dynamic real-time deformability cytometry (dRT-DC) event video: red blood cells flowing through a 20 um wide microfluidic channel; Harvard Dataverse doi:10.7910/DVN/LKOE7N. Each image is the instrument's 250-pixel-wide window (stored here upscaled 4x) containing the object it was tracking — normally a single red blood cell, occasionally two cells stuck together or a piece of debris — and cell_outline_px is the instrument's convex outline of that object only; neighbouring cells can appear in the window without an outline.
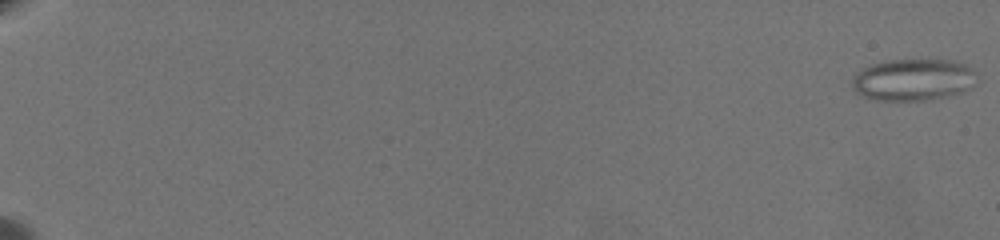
{"species": "common noctule bat (a hibernating species)", "species_latin": "Nyctalus noctula", "temperature_condition": "warm", "stored_images_in_passage": 67, "camera_frame_rate_fps": 3000, "um_per_image_px": 0.085, "animal": {"sex": "female", "body_mass_g": 19.5, "forearm_length_mm": 54.1}, "frame": {"image": 1, "passage_image": 1, "time_ms": 0.0, "image_size_px": [1000, 240], "cell_outline_px": [[976, 72], [964, 88], [960, 92], [948, 96], [932, 100], [876, 100], [864, 96], [852, 84], [852, 76], [856, 72], [872, 64], [888, 60], [956, 60], [972, 68]], "centroid_in_image_um": [77.56, 6.76], "position_along_channel_um": 7.4, "area_um2": 29.71}}
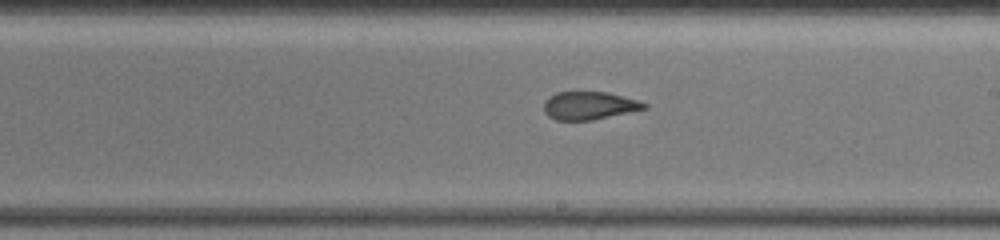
{"frame": {"image": 2, "passage_image": 43, "time_ms": 14.0, "image_size_px": [1000, 240], "cell_outline_px": [[648, 108], [592, 120], [556, 120], [548, 116], [544, 112], [544, 100], [548, 96], [556, 92], [608, 92], [640, 100], [648, 104]], "centroid_in_image_um": [50.09, 8.97], "position_along_channel_um": 238.9, "area_um2": 16.53}}
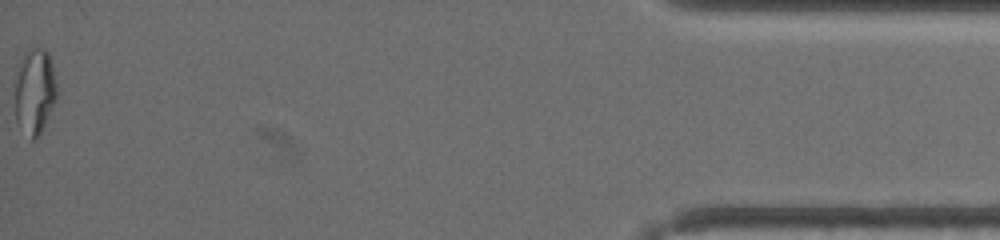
{"frame": {"image": 3, "passage_image": 67, "time_ms": 22.0, "image_size_px": [1000, 240], "cell_outline_px": [[56, 100], [36, 140], [32, 140], [16, 120], [16, 80], [20, 68], [24, 60], [32, 48], [44, 48], [48, 52], [52, 60], [56, 80]], "centroid_in_image_um": [3.0, 7.78], "position_along_channel_um": 432.2, "area_um2": 20.06}, "authors_computed_cell_mechanics": {"area_um2": 18.6694, "velocity_mm_per_s": 3.3809, "shape_relaxation_time_tau1_ms": null, "shape_relaxation_time_tau2_ms": 1.7543, "deformation_change_tau1": null, "deformation_change_tau2": 0.0973}}